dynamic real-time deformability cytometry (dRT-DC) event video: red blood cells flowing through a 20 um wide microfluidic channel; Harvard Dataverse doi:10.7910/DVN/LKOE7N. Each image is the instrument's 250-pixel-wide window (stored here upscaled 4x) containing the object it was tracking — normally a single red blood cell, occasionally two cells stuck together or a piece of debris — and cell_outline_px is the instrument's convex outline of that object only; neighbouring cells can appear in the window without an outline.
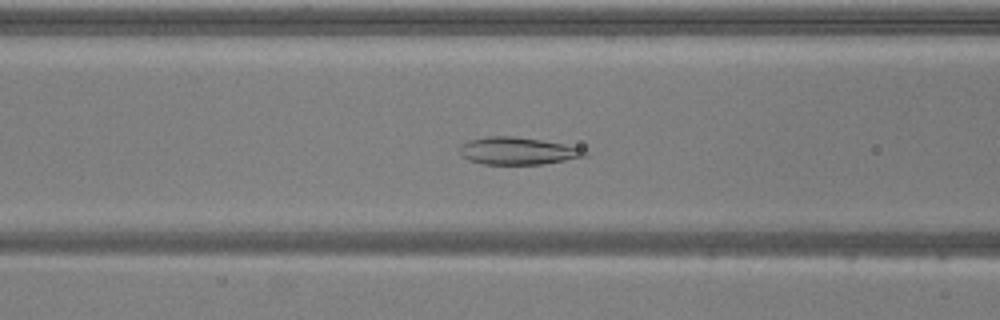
{"species": "common noctule bat (a hibernating species)", "species_latin": "Nyctalus noctula", "temperature_condition": "warm", "stored_images_in_passage": 41, "camera_frame_rate_fps": 3000, "um_per_image_px": 0.085, "animal": {"sex": "male", "body_mass_g": 20.5, "forearm_length_mm": 52.5}, "frame": {"image": 1, "passage_image": 19, "time_ms": 6.0, "image_size_px": [1000, 320], "cell_outline_px": [[588, 156], [544, 164], [484, 164], [468, 160], [460, 152], [460, 144], [468, 140], [488, 136], [512, 136], [540, 140], [564, 144], [584, 148], [588, 152]], "centroid_in_image_um": [44.03, 12.83], "position_along_channel_um": 122.6, "area_um2": 20.0}}
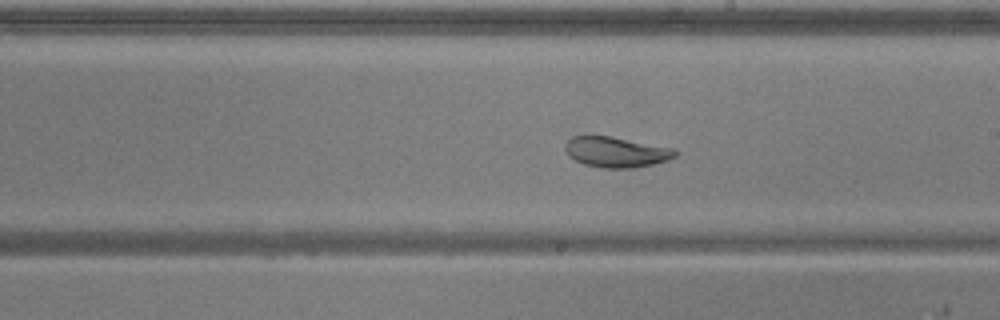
{"frame": {"image": 2, "passage_image": 28, "time_ms": 9.0, "image_size_px": [1000, 320], "cell_outline_px": [[680, 152], [676, 156], [668, 160], [636, 168], [600, 168], [584, 164], [568, 156], [564, 148], [564, 144], [572, 136], [608, 136], [672, 148]], "centroid_in_image_um": [52.36, 12.94], "position_along_channel_um": 236.6, "area_um2": 19.48}}
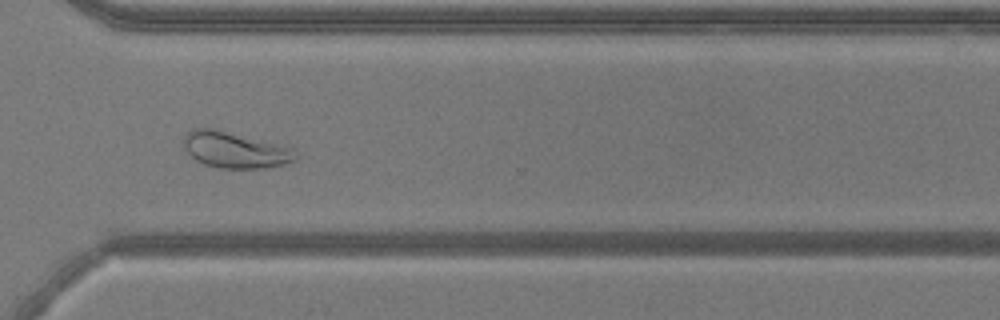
{"frame": {"image": 3, "passage_image": 37, "time_ms": 12.0, "image_size_px": [1000, 320], "cell_outline_px": [[296, 160], [284, 164], [264, 168], [220, 168], [204, 164], [196, 160], [184, 148], [184, 136], [192, 128], [212, 128], [292, 148], [296, 152]], "centroid_in_image_um": [19.95, 12.75], "position_along_channel_um": 350.7, "area_um2": 23.12}, "authors_computed_cell_mechanics": {"area_um2": 21.7906, "velocity_mm_per_s": 3.81, "shape_relaxation_time_tau1_ms": 11.0449, "shape_relaxation_time_tau2_ms": 2.5284, "deformation_change_tau1": 0.2413, "deformation_change_tau2": 0.0597}}